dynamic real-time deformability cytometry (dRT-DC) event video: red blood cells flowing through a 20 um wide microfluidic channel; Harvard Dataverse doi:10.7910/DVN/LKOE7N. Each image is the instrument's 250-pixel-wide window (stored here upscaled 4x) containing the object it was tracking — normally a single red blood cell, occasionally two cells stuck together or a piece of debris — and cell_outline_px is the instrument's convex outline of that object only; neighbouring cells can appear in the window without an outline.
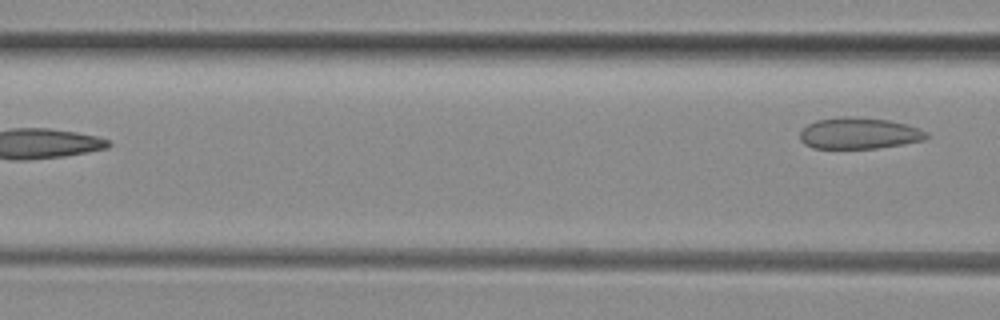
{"species": "common noctule bat (a hibernating species)", "species_latin": "Nyctalus noctula", "temperature_condition": "room temperature", "stored_images_in_passage": 3, "camera_frame_rate_fps": 3000, "um_per_image_px": 0.085, "animal": {"sex": "female", "body_mass_g": 29.2, "forearm_length_mm": 56.3}, "frame": {"image": 1, "passage_image": 3, "time_ms": 2.333, "image_size_px": [1000, 320], "cell_outline_px": [[928, 136], [924, 140], [904, 144], [876, 148], [812, 148], [804, 144], [800, 140], [800, 132], [808, 124], [816, 120], [844, 116], [852, 116], [888, 120], [920, 128], [928, 132]], "centroid_in_image_um": [73.02, 11.33], "position_along_channel_um": 93.6, "area_um2": 23.12}}